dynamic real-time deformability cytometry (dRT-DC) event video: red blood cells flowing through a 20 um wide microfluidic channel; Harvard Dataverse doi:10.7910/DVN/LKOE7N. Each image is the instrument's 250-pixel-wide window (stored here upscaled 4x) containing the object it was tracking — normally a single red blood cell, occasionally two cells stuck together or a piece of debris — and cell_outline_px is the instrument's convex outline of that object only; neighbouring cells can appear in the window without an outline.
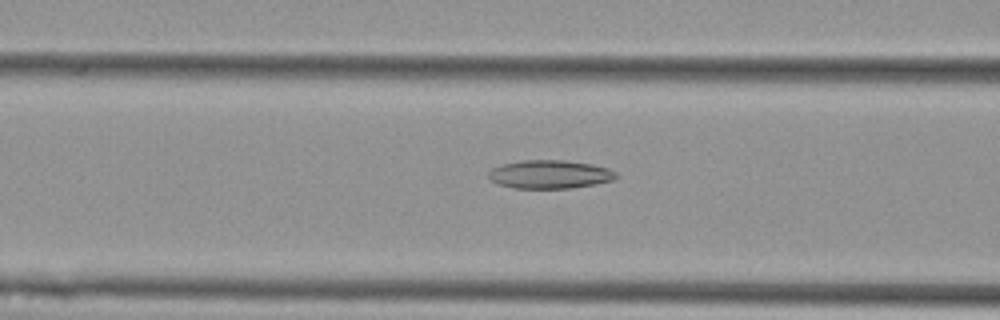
{"species": "Egyptian fruit bat (a non-hibernating species)", "species_latin": "Rousettus aegyptiacus", "temperature_condition": "cold", "stored_images_in_passage": 43, "camera_frame_rate_fps": 3000, "um_per_image_px": 0.085, "animal": {"sex": "female"}, "frame": {"image": 1, "passage_image": 9, "time_ms": 2.667, "image_size_px": [1000, 320], "cell_outline_px": [[616, 176], [612, 180], [596, 184], [568, 188], [512, 188], [500, 184], [492, 180], [488, 176], [488, 172], [492, 168], [500, 164], [520, 160], [564, 160], [592, 164], [608, 168], [616, 172]], "centroid_in_image_um": [46.71, 14.81], "position_along_channel_um": 119.9, "area_um2": 21.1}}
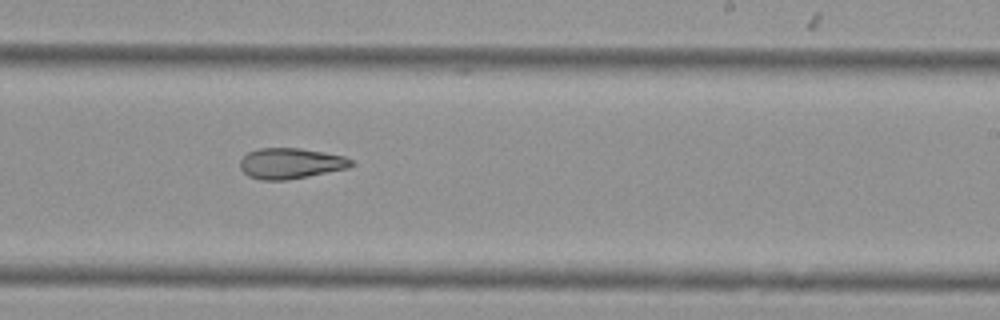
{"frame": {"image": 2, "passage_image": 21, "time_ms": 6.667, "image_size_px": [1000, 320], "cell_outline_px": [[356, 164], [348, 168], [288, 180], [260, 180], [248, 176], [240, 168], [240, 160], [248, 152], [260, 148], [300, 148], [324, 152], [344, 156], [352, 160]], "centroid_in_image_um": [24.71, 13.89], "position_along_channel_um": 264.3, "area_um2": 19.94}}
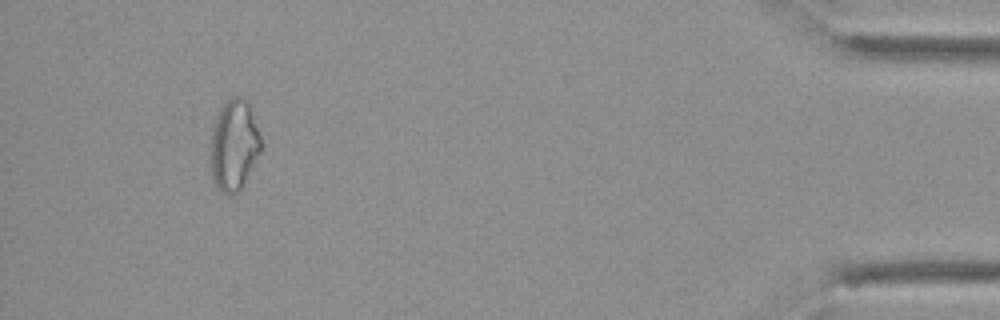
{"frame": {"image": 3, "passage_image": 39, "time_ms": 12.667, "image_size_px": [1000, 320], "cell_outline_px": [[260, 152], [244, 184], [236, 192], [228, 196], [212, 180], [212, 124], [224, 100], [228, 96], [244, 96], [248, 100], [260, 136]], "centroid_in_image_um": [19.89, 12.26], "position_along_channel_um": 415.3, "area_um2": 26.53}}